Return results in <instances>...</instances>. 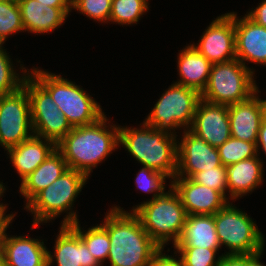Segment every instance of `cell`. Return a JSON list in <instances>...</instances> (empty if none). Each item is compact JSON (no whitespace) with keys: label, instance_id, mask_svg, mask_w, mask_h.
<instances>
[{"label":"cell","instance_id":"cell-40","mask_svg":"<svg viewBox=\"0 0 266 266\" xmlns=\"http://www.w3.org/2000/svg\"><path fill=\"white\" fill-rule=\"evenodd\" d=\"M256 146H257V155L260 156V148H262L261 151H263L266 155V117L264 116L262 121H261V125H260V129L258 132V139L256 142Z\"/></svg>","mask_w":266,"mask_h":266},{"label":"cell","instance_id":"cell-28","mask_svg":"<svg viewBox=\"0 0 266 266\" xmlns=\"http://www.w3.org/2000/svg\"><path fill=\"white\" fill-rule=\"evenodd\" d=\"M148 2V0H112L109 23L137 24L144 13L149 10Z\"/></svg>","mask_w":266,"mask_h":266},{"label":"cell","instance_id":"cell-13","mask_svg":"<svg viewBox=\"0 0 266 266\" xmlns=\"http://www.w3.org/2000/svg\"><path fill=\"white\" fill-rule=\"evenodd\" d=\"M190 129L211 146L222 145L231 137L228 106L201 98Z\"/></svg>","mask_w":266,"mask_h":266},{"label":"cell","instance_id":"cell-14","mask_svg":"<svg viewBox=\"0 0 266 266\" xmlns=\"http://www.w3.org/2000/svg\"><path fill=\"white\" fill-rule=\"evenodd\" d=\"M171 182L187 215H215L229 202L220 192L191 178L174 177Z\"/></svg>","mask_w":266,"mask_h":266},{"label":"cell","instance_id":"cell-26","mask_svg":"<svg viewBox=\"0 0 266 266\" xmlns=\"http://www.w3.org/2000/svg\"><path fill=\"white\" fill-rule=\"evenodd\" d=\"M23 86L29 97L31 115H51L61 112L50 93L30 73L25 77Z\"/></svg>","mask_w":266,"mask_h":266},{"label":"cell","instance_id":"cell-42","mask_svg":"<svg viewBox=\"0 0 266 266\" xmlns=\"http://www.w3.org/2000/svg\"><path fill=\"white\" fill-rule=\"evenodd\" d=\"M0 266H5L3 251L0 252Z\"/></svg>","mask_w":266,"mask_h":266},{"label":"cell","instance_id":"cell-27","mask_svg":"<svg viewBox=\"0 0 266 266\" xmlns=\"http://www.w3.org/2000/svg\"><path fill=\"white\" fill-rule=\"evenodd\" d=\"M79 221L70 226L79 234L81 240L86 244L90 254L102 265L108 258L110 240L108 232L99 224L92 226L87 231L81 229ZM83 230V231H82Z\"/></svg>","mask_w":266,"mask_h":266},{"label":"cell","instance_id":"cell-15","mask_svg":"<svg viewBox=\"0 0 266 266\" xmlns=\"http://www.w3.org/2000/svg\"><path fill=\"white\" fill-rule=\"evenodd\" d=\"M257 90L249 98L228 106L231 137L247 142H257L264 117L263 99ZM258 95V96H257Z\"/></svg>","mask_w":266,"mask_h":266},{"label":"cell","instance_id":"cell-33","mask_svg":"<svg viewBox=\"0 0 266 266\" xmlns=\"http://www.w3.org/2000/svg\"><path fill=\"white\" fill-rule=\"evenodd\" d=\"M166 178L169 179L170 177L159 171L143 166L136 176L135 184L140 191L148 194L153 193V200L155 197L162 196L166 193Z\"/></svg>","mask_w":266,"mask_h":266},{"label":"cell","instance_id":"cell-43","mask_svg":"<svg viewBox=\"0 0 266 266\" xmlns=\"http://www.w3.org/2000/svg\"><path fill=\"white\" fill-rule=\"evenodd\" d=\"M6 235H0V252L2 251V240Z\"/></svg>","mask_w":266,"mask_h":266},{"label":"cell","instance_id":"cell-18","mask_svg":"<svg viewBox=\"0 0 266 266\" xmlns=\"http://www.w3.org/2000/svg\"><path fill=\"white\" fill-rule=\"evenodd\" d=\"M6 235L2 240L5 266H48L43 239ZM42 241V242H41Z\"/></svg>","mask_w":266,"mask_h":266},{"label":"cell","instance_id":"cell-36","mask_svg":"<svg viewBox=\"0 0 266 266\" xmlns=\"http://www.w3.org/2000/svg\"><path fill=\"white\" fill-rule=\"evenodd\" d=\"M263 251L255 254H223L218 266H265L261 260Z\"/></svg>","mask_w":266,"mask_h":266},{"label":"cell","instance_id":"cell-22","mask_svg":"<svg viewBox=\"0 0 266 266\" xmlns=\"http://www.w3.org/2000/svg\"><path fill=\"white\" fill-rule=\"evenodd\" d=\"M177 56L180 80L175 83L192 88L202 94L209 81L212 63L191 44L185 46Z\"/></svg>","mask_w":266,"mask_h":266},{"label":"cell","instance_id":"cell-21","mask_svg":"<svg viewBox=\"0 0 266 266\" xmlns=\"http://www.w3.org/2000/svg\"><path fill=\"white\" fill-rule=\"evenodd\" d=\"M262 161L257 155L226 167L227 190L233 201L261 186L264 177Z\"/></svg>","mask_w":266,"mask_h":266},{"label":"cell","instance_id":"cell-32","mask_svg":"<svg viewBox=\"0 0 266 266\" xmlns=\"http://www.w3.org/2000/svg\"><path fill=\"white\" fill-rule=\"evenodd\" d=\"M174 254L177 252L183 259L185 266H218L221 260L220 255L216 259L219 249H208L201 247H174Z\"/></svg>","mask_w":266,"mask_h":266},{"label":"cell","instance_id":"cell-29","mask_svg":"<svg viewBox=\"0 0 266 266\" xmlns=\"http://www.w3.org/2000/svg\"><path fill=\"white\" fill-rule=\"evenodd\" d=\"M217 150L221 164L226 167L257 156L256 142H247L233 137L218 146Z\"/></svg>","mask_w":266,"mask_h":266},{"label":"cell","instance_id":"cell-8","mask_svg":"<svg viewBox=\"0 0 266 266\" xmlns=\"http://www.w3.org/2000/svg\"><path fill=\"white\" fill-rule=\"evenodd\" d=\"M216 233L221 246L234 254H255L264 251L265 238L247 213L230 201L214 215Z\"/></svg>","mask_w":266,"mask_h":266},{"label":"cell","instance_id":"cell-41","mask_svg":"<svg viewBox=\"0 0 266 266\" xmlns=\"http://www.w3.org/2000/svg\"><path fill=\"white\" fill-rule=\"evenodd\" d=\"M42 4L57 8H71V0H37Z\"/></svg>","mask_w":266,"mask_h":266},{"label":"cell","instance_id":"cell-17","mask_svg":"<svg viewBox=\"0 0 266 266\" xmlns=\"http://www.w3.org/2000/svg\"><path fill=\"white\" fill-rule=\"evenodd\" d=\"M53 248L54 255L48 251V266H51L54 261L57 266H101L70 225H61Z\"/></svg>","mask_w":266,"mask_h":266},{"label":"cell","instance_id":"cell-24","mask_svg":"<svg viewBox=\"0 0 266 266\" xmlns=\"http://www.w3.org/2000/svg\"><path fill=\"white\" fill-rule=\"evenodd\" d=\"M174 247L221 248L214 215H187L181 235Z\"/></svg>","mask_w":266,"mask_h":266},{"label":"cell","instance_id":"cell-39","mask_svg":"<svg viewBox=\"0 0 266 266\" xmlns=\"http://www.w3.org/2000/svg\"><path fill=\"white\" fill-rule=\"evenodd\" d=\"M255 23L266 28V0H262L259 5L246 14Z\"/></svg>","mask_w":266,"mask_h":266},{"label":"cell","instance_id":"cell-11","mask_svg":"<svg viewBox=\"0 0 266 266\" xmlns=\"http://www.w3.org/2000/svg\"><path fill=\"white\" fill-rule=\"evenodd\" d=\"M198 41L191 45L212 64L236 59L235 12L218 16Z\"/></svg>","mask_w":266,"mask_h":266},{"label":"cell","instance_id":"cell-38","mask_svg":"<svg viewBox=\"0 0 266 266\" xmlns=\"http://www.w3.org/2000/svg\"><path fill=\"white\" fill-rule=\"evenodd\" d=\"M5 186L3 185V182H0V198L5 193ZM7 205L0 203V235H7L6 230L9 227V224L13 222V219L15 217V214H6Z\"/></svg>","mask_w":266,"mask_h":266},{"label":"cell","instance_id":"cell-23","mask_svg":"<svg viewBox=\"0 0 266 266\" xmlns=\"http://www.w3.org/2000/svg\"><path fill=\"white\" fill-rule=\"evenodd\" d=\"M67 169L69 167L63 155L55 149L43 163L21 181L19 191L25 197L26 205Z\"/></svg>","mask_w":266,"mask_h":266},{"label":"cell","instance_id":"cell-30","mask_svg":"<svg viewBox=\"0 0 266 266\" xmlns=\"http://www.w3.org/2000/svg\"><path fill=\"white\" fill-rule=\"evenodd\" d=\"M24 32L21 11L17 0H0V42L3 45L10 35Z\"/></svg>","mask_w":266,"mask_h":266},{"label":"cell","instance_id":"cell-6","mask_svg":"<svg viewBox=\"0 0 266 266\" xmlns=\"http://www.w3.org/2000/svg\"><path fill=\"white\" fill-rule=\"evenodd\" d=\"M29 73L50 93L72 127L91 125L105 115L100 104L75 82L38 67Z\"/></svg>","mask_w":266,"mask_h":266},{"label":"cell","instance_id":"cell-3","mask_svg":"<svg viewBox=\"0 0 266 266\" xmlns=\"http://www.w3.org/2000/svg\"><path fill=\"white\" fill-rule=\"evenodd\" d=\"M176 136L147 125L144 121L139 129L119 126V145L142 166L169 176L170 181L177 173Z\"/></svg>","mask_w":266,"mask_h":266},{"label":"cell","instance_id":"cell-20","mask_svg":"<svg viewBox=\"0 0 266 266\" xmlns=\"http://www.w3.org/2000/svg\"><path fill=\"white\" fill-rule=\"evenodd\" d=\"M55 149L56 144L53 141L33 135L6 151L22 181L43 163Z\"/></svg>","mask_w":266,"mask_h":266},{"label":"cell","instance_id":"cell-4","mask_svg":"<svg viewBox=\"0 0 266 266\" xmlns=\"http://www.w3.org/2000/svg\"><path fill=\"white\" fill-rule=\"evenodd\" d=\"M88 177L74 169H67L52 184L40 191L24 209L33 215V228L41 223L56 219L61 213H67L61 225H71L79 221L77 213L73 211L76 197L82 191ZM69 211V212H68Z\"/></svg>","mask_w":266,"mask_h":266},{"label":"cell","instance_id":"cell-1","mask_svg":"<svg viewBox=\"0 0 266 266\" xmlns=\"http://www.w3.org/2000/svg\"><path fill=\"white\" fill-rule=\"evenodd\" d=\"M100 225L108 232L110 249L107 260L111 266H150L161 249L144 230L138 216L111 207Z\"/></svg>","mask_w":266,"mask_h":266},{"label":"cell","instance_id":"cell-9","mask_svg":"<svg viewBox=\"0 0 266 266\" xmlns=\"http://www.w3.org/2000/svg\"><path fill=\"white\" fill-rule=\"evenodd\" d=\"M200 99L198 91L174 82L161 95L144 122L176 135L174 131L178 128H191Z\"/></svg>","mask_w":266,"mask_h":266},{"label":"cell","instance_id":"cell-35","mask_svg":"<svg viewBox=\"0 0 266 266\" xmlns=\"http://www.w3.org/2000/svg\"><path fill=\"white\" fill-rule=\"evenodd\" d=\"M191 179L201 185L210 187L220 192L227 200V170L226 166L213 167L212 169L204 170L195 173Z\"/></svg>","mask_w":266,"mask_h":266},{"label":"cell","instance_id":"cell-10","mask_svg":"<svg viewBox=\"0 0 266 266\" xmlns=\"http://www.w3.org/2000/svg\"><path fill=\"white\" fill-rule=\"evenodd\" d=\"M34 135L30 101L24 86L0 95V145L5 151Z\"/></svg>","mask_w":266,"mask_h":266},{"label":"cell","instance_id":"cell-25","mask_svg":"<svg viewBox=\"0 0 266 266\" xmlns=\"http://www.w3.org/2000/svg\"><path fill=\"white\" fill-rule=\"evenodd\" d=\"M33 133L59 143L73 128L62 112L51 115H31Z\"/></svg>","mask_w":266,"mask_h":266},{"label":"cell","instance_id":"cell-34","mask_svg":"<svg viewBox=\"0 0 266 266\" xmlns=\"http://www.w3.org/2000/svg\"><path fill=\"white\" fill-rule=\"evenodd\" d=\"M112 0H71V10L86 15L94 21L107 23L111 13Z\"/></svg>","mask_w":266,"mask_h":266},{"label":"cell","instance_id":"cell-44","mask_svg":"<svg viewBox=\"0 0 266 266\" xmlns=\"http://www.w3.org/2000/svg\"><path fill=\"white\" fill-rule=\"evenodd\" d=\"M264 116L266 117V100H263Z\"/></svg>","mask_w":266,"mask_h":266},{"label":"cell","instance_id":"cell-19","mask_svg":"<svg viewBox=\"0 0 266 266\" xmlns=\"http://www.w3.org/2000/svg\"><path fill=\"white\" fill-rule=\"evenodd\" d=\"M25 32L44 34L62 26L71 8L50 7L37 0H17Z\"/></svg>","mask_w":266,"mask_h":266},{"label":"cell","instance_id":"cell-2","mask_svg":"<svg viewBox=\"0 0 266 266\" xmlns=\"http://www.w3.org/2000/svg\"><path fill=\"white\" fill-rule=\"evenodd\" d=\"M108 120L104 115L91 125L73 127L56 144L70 169L78 170L89 178L92 169L120 147L119 126H110Z\"/></svg>","mask_w":266,"mask_h":266},{"label":"cell","instance_id":"cell-16","mask_svg":"<svg viewBox=\"0 0 266 266\" xmlns=\"http://www.w3.org/2000/svg\"><path fill=\"white\" fill-rule=\"evenodd\" d=\"M236 58L244 65L253 62L266 66V28L246 14L239 19L235 13Z\"/></svg>","mask_w":266,"mask_h":266},{"label":"cell","instance_id":"cell-5","mask_svg":"<svg viewBox=\"0 0 266 266\" xmlns=\"http://www.w3.org/2000/svg\"><path fill=\"white\" fill-rule=\"evenodd\" d=\"M131 211L138 216L151 239L163 249L171 240L174 246L187 217L181 199L172 187V182L164 195L135 205Z\"/></svg>","mask_w":266,"mask_h":266},{"label":"cell","instance_id":"cell-37","mask_svg":"<svg viewBox=\"0 0 266 266\" xmlns=\"http://www.w3.org/2000/svg\"><path fill=\"white\" fill-rule=\"evenodd\" d=\"M150 266H185L184 261L181 257L178 259L163 253L161 248L154 256L150 263Z\"/></svg>","mask_w":266,"mask_h":266},{"label":"cell","instance_id":"cell-31","mask_svg":"<svg viewBox=\"0 0 266 266\" xmlns=\"http://www.w3.org/2000/svg\"><path fill=\"white\" fill-rule=\"evenodd\" d=\"M5 47H0V95L10 94L23 86L28 69L21 66L22 74H18L11 62L9 53H6Z\"/></svg>","mask_w":266,"mask_h":266},{"label":"cell","instance_id":"cell-7","mask_svg":"<svg viewBox=\"0 0 266 266\" xmlns=\"http://www.w3.org/2000/svg\"><path fill=\"white\" fill-rule=\"evenodd\" d=\"M255 71L237 58L212 64L207 87L201 98L221 105H232L246 100L258 90Z\"/></svg>","mask_w":266,"mask_h":266},{"label":"cell","instance_id":"cell-12","mask_svg":"<svg viewBox=\"0 0 266 266\" xmlns=\"http://www.w3.org/2000/svg\"><path fill=\"white\" fill-rule=\"evenodd\" d=\"M177 142V173L175 177L191 178L195 173L221 166L217 147L211 146L191 129L183 131Z\"/></svg>","mask_w":266,"mask_h":266}]
</instances>
